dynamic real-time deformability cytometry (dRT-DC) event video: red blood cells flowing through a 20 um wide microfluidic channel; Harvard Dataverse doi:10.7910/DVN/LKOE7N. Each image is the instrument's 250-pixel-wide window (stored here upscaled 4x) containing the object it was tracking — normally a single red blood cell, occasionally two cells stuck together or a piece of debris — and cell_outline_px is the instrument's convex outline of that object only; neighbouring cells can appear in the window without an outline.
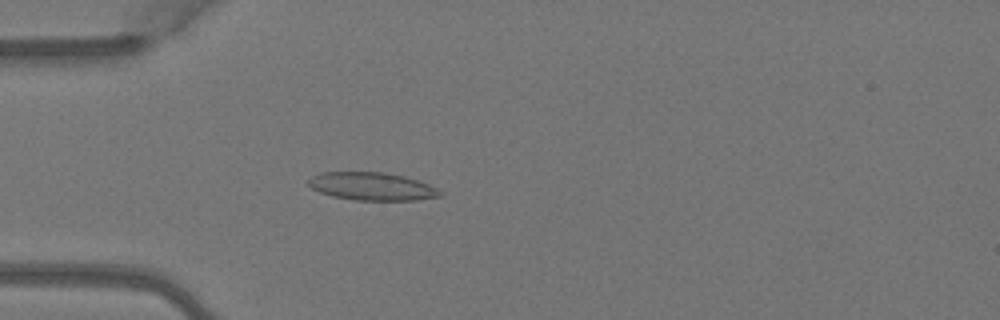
{"species": "Egyptian fruit bat (a non-hibernating species)", "species_latin": "Rousettus aegyptiacus", "temperature_condition": "warm", "stored_images_in_passage": 4, "camera_frame_rate_fps": 3000, "um_per_image_px": 0.085, "animal": {"sex": "female"}, "frame": {"image": 1, "passage_image": 4, "time_ms": 1.0, "image_size_px": [1000, 320], "cell_outline_px": [[444, 192], [440, 196], [416, 200], [352, 200], [332, 196], [320, 192], [312, 188], [308, 184], [308, 180], [312, 176], [320, 172], [384, 172], [404, 176], [428, 184]], "centroid_in_image_um": [31.6, 15.84], "position_along_channel_um": 53.4, "area_um2": 21.39}}